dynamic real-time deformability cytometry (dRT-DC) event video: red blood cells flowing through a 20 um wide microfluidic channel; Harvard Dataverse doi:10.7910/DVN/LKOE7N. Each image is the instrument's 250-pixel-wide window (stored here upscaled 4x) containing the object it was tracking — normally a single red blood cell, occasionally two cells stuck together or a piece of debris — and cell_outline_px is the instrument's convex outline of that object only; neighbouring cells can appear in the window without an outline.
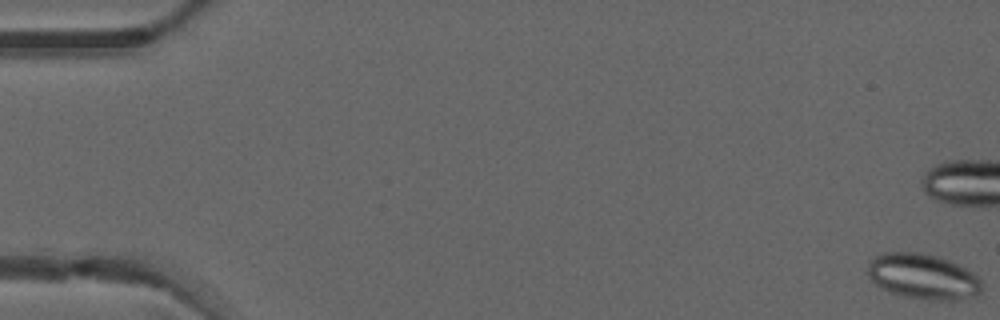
{"species": "common noctule bat (a hibernating species)", "species_latin": "Nyctalus noctula", "temperature_condition": "warm", "stored_images_in_passage": 6, "camera_frame_rate_fps": 3000, "um_per_image_px": 0.085, "animal": {"sex": "male", "forearm_length_mm": 52.5}, "frame": {"image": 1, "passage_image": 1, "time_ms": 0.0, "image_size_px": [1000, 320], "cell_outline_px": [[984, 288], [976, 296], [956, 300], [928, 300], [904, 296], [880, 288], [864, 272], [868, 260], [872, 256], [884, 252], [920, 252], [940, 256], [968, 268], [980, 280]], "centroid_in_image_um": [78.42, 23.48], "position_along_channel_um": 6.6, "area_um2": 30.92}}